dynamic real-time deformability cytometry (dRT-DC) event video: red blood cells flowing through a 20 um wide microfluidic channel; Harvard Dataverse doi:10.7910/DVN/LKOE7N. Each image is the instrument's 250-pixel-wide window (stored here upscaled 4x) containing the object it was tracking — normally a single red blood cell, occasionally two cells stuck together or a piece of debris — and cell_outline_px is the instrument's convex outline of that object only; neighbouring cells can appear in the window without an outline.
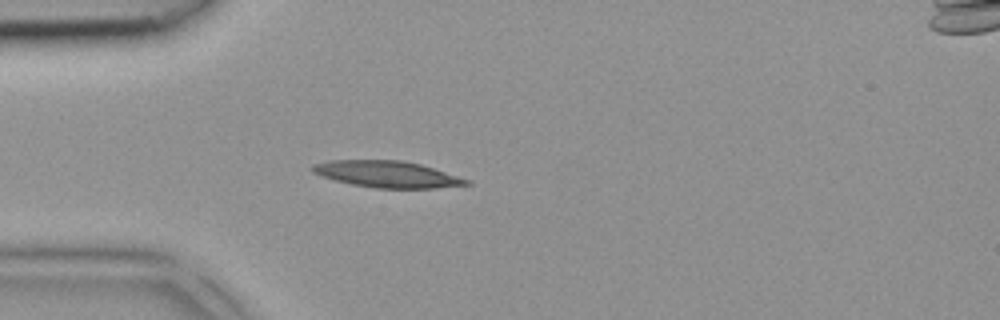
{"species": "common noctule bat (a hibernating species)", "species_latin": "Nyctalus noctula", "temperature_condition": "room temperature", "stored_images_in_passage": 4, "camera_frame_rate_fps": 3000, "um_per_image_px": 0.085, "animal": {"sex": "female", "body_mass_g": 18.4}, "frame": {"image": 1, "passage_image": 4, "time_ms": 1.0, "image_size_px": [1000, 320], "cell_outline_px": [[472, 184], [436, 188], [376, 188], [352, 184], [320, 176], [312, 172], [312, 164], [332, 160], [400, 160], [420, 164], [468, 180]], "centroid_in_image_um": [32.86, 14.81], "position_along_channel_um": 52.1, "area_um2": 23.47}}